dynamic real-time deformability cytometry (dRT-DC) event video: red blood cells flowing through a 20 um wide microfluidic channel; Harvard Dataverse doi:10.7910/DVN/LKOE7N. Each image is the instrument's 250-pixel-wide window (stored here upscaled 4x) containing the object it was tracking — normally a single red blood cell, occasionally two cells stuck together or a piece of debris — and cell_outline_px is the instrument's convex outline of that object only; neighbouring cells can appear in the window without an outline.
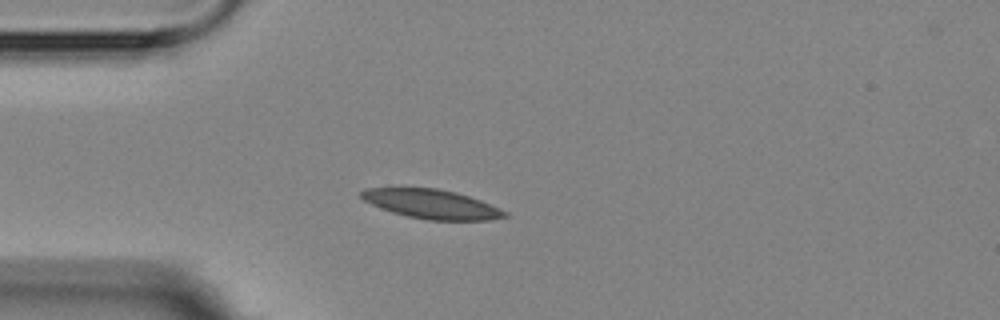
{"species": "Egyptian fruit bat (a non-hibernating species)", "species_latin": "Rousettus aegyptiacus", "temperature_condition": "room temperature", "stored_images_in_passage": 8, "camera_frame_rate_fps": 3000, "um_per_image_px": 0.085, "animal": {"sex": "female"}, "frame": {"image": 1, "passage_image": 4, "time_ms": 3.667, "image_size_px": [1000, 320], "cell_outline_px": [[508, 216], [488, 220], [428, 220], [408, 216], [392, 212], [372, 204], [364, 200], [360, 196], [360, 192], [364, 188], [436, 188], [456, 192], [480, 200], [508, 212]], "centroid_in_image_um": [36.69, 17.34], "position_along_channel_um": 48.3, "area_um2": 24.16}}
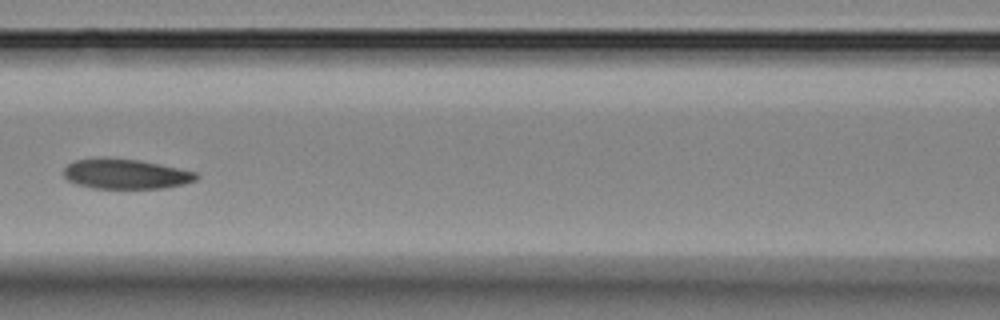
{"frame": {"image": 2, "passage_image": 7, "time_ms": 7.0, "image_size_px": [1000, 320], "cell_outline_px": [[200, 176], [196, 180], [184, 184], [164, 188], [92, 188], [76, 184], [68, 180], [64, 176], [64, 168], [68, 164], [76, 160], [104, 156], [140, 160], [196, 172]], "centroid_in_image_um": [10.66, 14.77], "position_along_channel_um": 155.9, "area_um2": 23.35}}
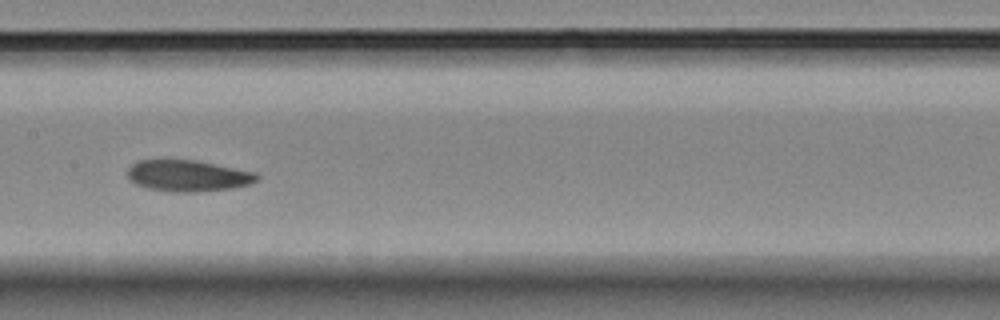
{"frame": {"image": 3, "passage_image": 8, "time_ms": 8.0, "image_size_px": [1000, 320], "cell_outline_px": [[260, 176], [256, 180], [248, 184], [232, 188], [196, 192], [176, 192], [148, 188], [136, 184], [128, 180], [128, 168], [132, 164], [140, 160], [196, 160], [256, 172]], "centroid_in_image_um": [15.97, 14.94], "position_along_channel_um": 191.4, "area_um2": 23.52}}